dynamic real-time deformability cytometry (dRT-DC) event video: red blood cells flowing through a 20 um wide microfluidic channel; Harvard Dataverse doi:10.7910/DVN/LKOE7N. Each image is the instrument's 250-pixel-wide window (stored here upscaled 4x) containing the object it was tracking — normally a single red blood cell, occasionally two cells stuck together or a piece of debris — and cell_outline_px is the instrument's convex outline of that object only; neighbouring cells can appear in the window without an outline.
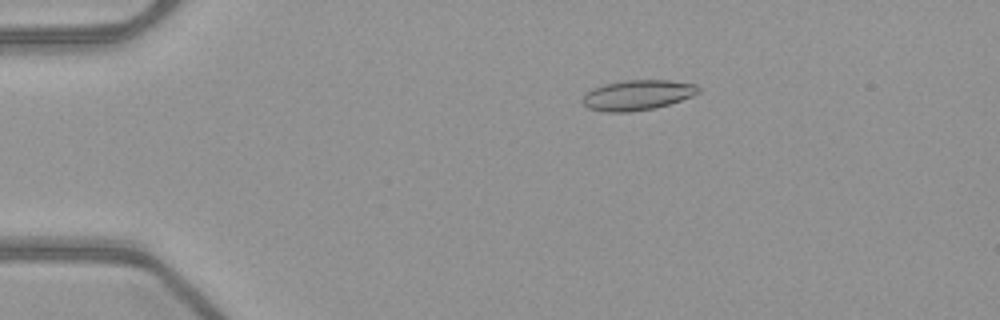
{"species": "common noctule bat (a hibernating species)", "species_latin": "Nyctalus noctula", "temperature_condition": "warm", "stored_images_in_passage": 44, "camera_frame_rate_fps": 3000, "um_per_image_px": 0.085, "animal": {"sex": "female", "body_mass_g": 21.9}, "frame": {"image": 1, "passage_image": 3, "time_ms": 0.667, "image_size_px": [1000, 320], "cell_outline_px": [[700, 92], [692, 96], [656, 108], [628, 112], [604, 112], [588, 108], [584, 104], [584, 96], [592, 88], [604, 84], [624, 80], [668, 80], [696, 84], [700, 88]], "centroid_in_image_um": [54.2, 8.08], "position_along_channel_um": 30.8, "area_um2": 20.29}}
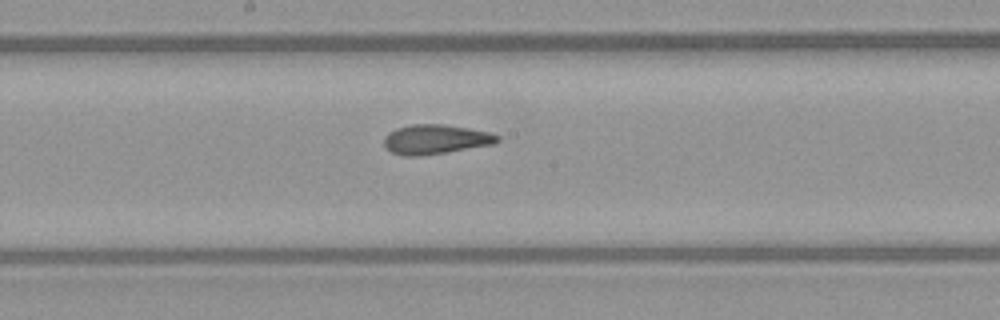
{"frame": {"image": 2, "passage_image": 21, "time_ms": 6.667, "image_size_px": [1000, 320], "cell_outline_px": [[500, 140], [496, 144], [420, 156], [404, 156], [392, 152], [384, 148], [384, 136], [388, 132], [396, 128], [412, 124], [444, 124], [468, 128], [488, 132], [500, 136]], "centroid_in_image_um": [37.0, 11.84], "position_along_channel_um": 211.2, "area_um2": 19.65}}
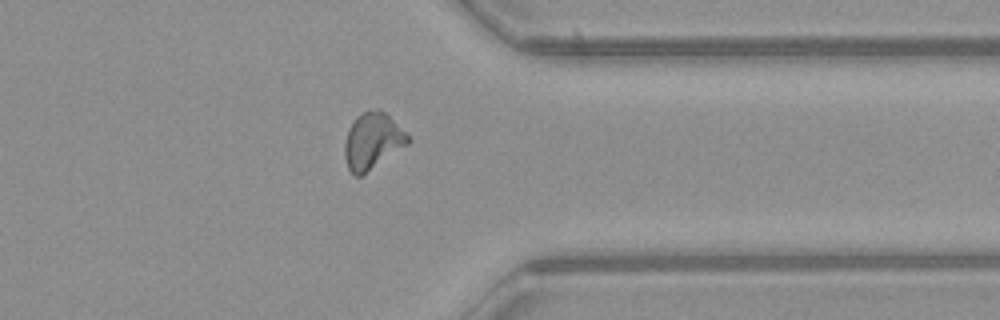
{"frame": {"image": 3, "passage_image": 34, "time_ms": 11.0, "image_size_px": [1000, 320], "cell_outline_px": [[412, 140], [408, 144], [360, 176], [352, 176], [348, 168], [344, 156], [344, 144], [348, 128], [356, 116], [360, 112], [380, 108], [412, 136]], "centroid_in_image_um": [31.67, 11.95], "position_along_channel_um": 379.7, "area_um2": 21.04}, "authors_computed_cell_mechanics": {"area_um2": 19.5942, "velocity_mm_per_s": 4.0195, "shape_relaxation_time_tau1_ms": null, "shape_relaxation_time_tau2_ms": 1.4469, "deformation_change_tau1": null, "deformation_change_tau2": 0.095}}